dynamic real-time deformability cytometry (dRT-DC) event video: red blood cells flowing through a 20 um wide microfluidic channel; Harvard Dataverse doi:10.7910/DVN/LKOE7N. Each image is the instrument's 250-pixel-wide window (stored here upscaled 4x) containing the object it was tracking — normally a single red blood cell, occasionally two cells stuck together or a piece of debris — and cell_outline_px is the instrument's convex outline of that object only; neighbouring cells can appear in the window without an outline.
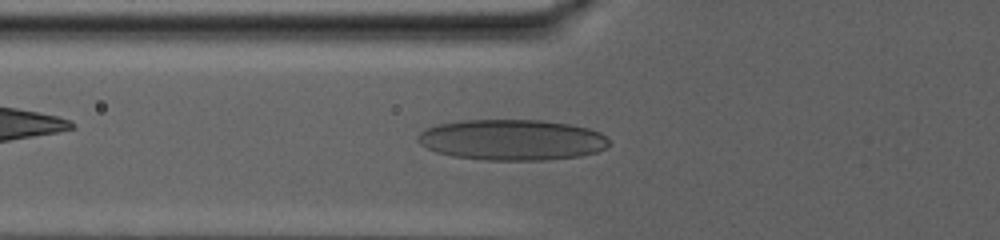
{"species": "human", "species_latin": "Homo sapiens", "temperature_condition": "warm", "stored_images_in_passage": 55, "camera_frame_rate_fps": 3000, "um_per_image_px": 0.085, "donor": {"sex": "male"}, "frame": {"image": 1, "passage_image": 10, "time_ms": 3.0, "image_size_px": [1000, 240], "cell_outline_px": [[608, 144], [604, 148], [596, 152], [580, 156], [548, 160], [484, 160], [452, 156], [436, 152], [420, 144], [416, 140], [416, 136], [424, 128], [440, 124], [464, 120], [544, 120], [568, 124], [588, 128], [600, 132], [608, 140]], "centroid_in_image_um": [43.48, 11.89], "position_along_channel_um": 82.3, "area_um2": 45.55}}
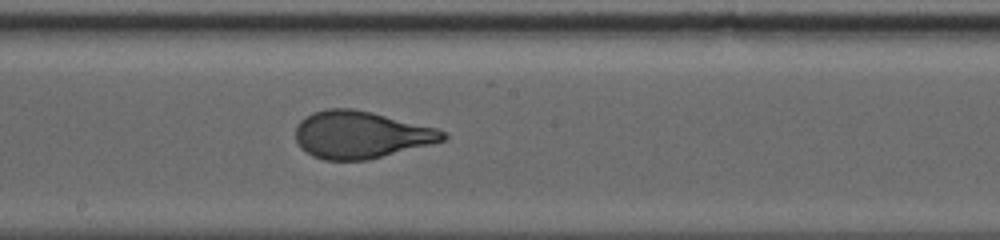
{"frame": {"image": 2, "passage_image": 24, "time_ms": 7.667, "image_size_px": [1000, 240], "cell_outline_px": [[448, 136], [444, 140], [432, 144], [368, 160], [324, 160], [312, 156], [300, 148], [296, 140], [296, 124], [304, 116], [312, 112], [328, 108], [352, 108], [372, 112], [436, 128], [444, 132]], "centroid_in_image_um": [30.63, 11.45], "position_along_channel_um": 217.6, "area_um2": 40.75}}
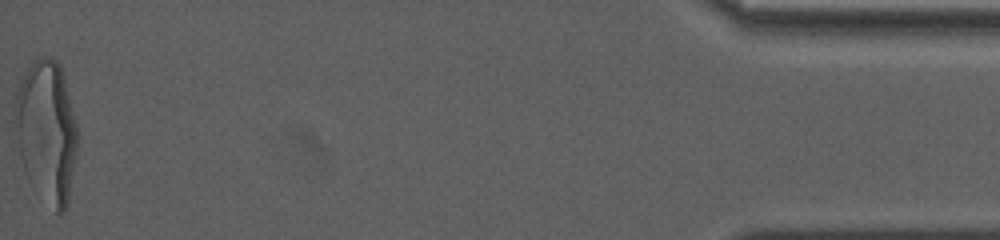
{"frame": {"image": 3, "passage_image": 55, "time_ms": 18.0, "image_size_px": [1000, 240], "cell_outline_px": [[76, 152], [68, 204], [64, 212], [60, 216], [56, 212], [28, 180], [24, 172], [20, 156], [16, 104], [16, 96], [24, 72], [32, 60], [36, 56], [52, 56], [60, 64], [76, 124]], "centroid_in_image_um": [3.98, 11.15], "position_along_channel_um": 431.2, "area_um2": 50.75}, "authors_computed_cell_mechanics": {"area_um2": 40.6912, "velocity_mm_per_s": 2.8841, "shape_relaxation_time_tau1_ms": 8.7824, "shape_relaxation_time_tau2_ms": null, "deformation_change_tau1": 0.2732, "deformation_change_tau2": null}}